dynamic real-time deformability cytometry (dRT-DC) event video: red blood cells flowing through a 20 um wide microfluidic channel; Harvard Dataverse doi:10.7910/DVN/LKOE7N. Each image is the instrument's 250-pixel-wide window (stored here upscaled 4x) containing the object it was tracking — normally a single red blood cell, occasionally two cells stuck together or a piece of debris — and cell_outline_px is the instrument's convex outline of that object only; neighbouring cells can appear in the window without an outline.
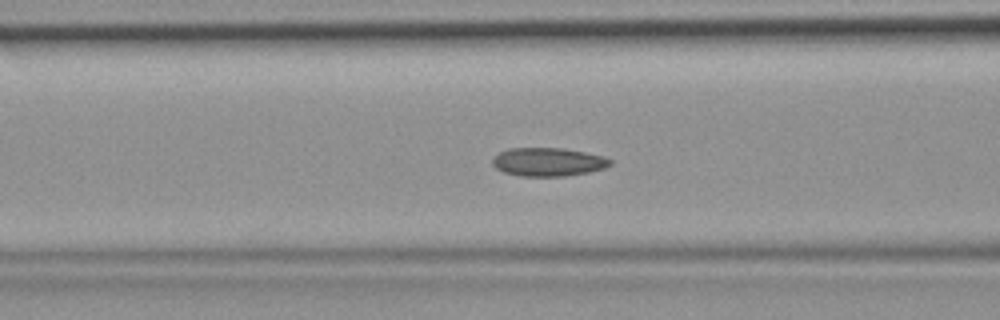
{"species": "common noctule bat (a hibernating species)", "species_latin": "Nyctalus noctula", "temperature_condition": "room temperature", "stored_images_in_passage": 37, "camera_frame_rate_fps": 3000, "um_per_image_px": 0.085, "animal": {"sex": "female", "body_mass_g": 19.9}, "frame": {"image": 1, "passage_image": 16, "time_ms": 5.0, "image_size_px": [1000, 320], "cell_outline_px": [[612, 164], [604, 168], [588, 172], [564, 176], [520, 176], [504, 172], [496, 168], [492, 164], [492, 156], [508, 148], [564, 148], [604, 156], [612, 160]], "centroid_in_image_um": [46.57, 13.76], "position_along_channel_um": 120.0, "area_um2": 19.59}}